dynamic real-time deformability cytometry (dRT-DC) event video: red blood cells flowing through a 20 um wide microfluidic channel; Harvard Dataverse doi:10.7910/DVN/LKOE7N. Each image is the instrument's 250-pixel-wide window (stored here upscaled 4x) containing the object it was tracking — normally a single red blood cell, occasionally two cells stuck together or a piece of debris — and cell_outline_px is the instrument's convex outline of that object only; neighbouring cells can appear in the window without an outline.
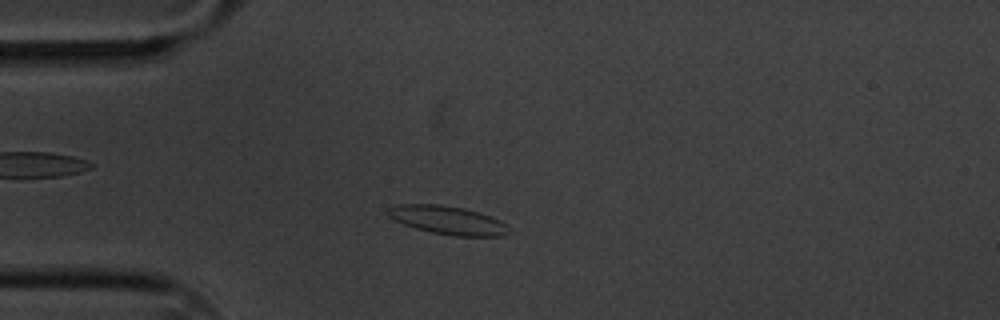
{"species": "common noctule bat (a hibernating species)", "species_latin": "Nyctalus noctula", "temperature_condition": "cold", "stored_images_in_passage": 55, "camera_frame_rate_fps": 3000, "um_per_image_px": 0.085, "animal": {"sex": "male", "body_mass_g": 20.1, "forearm_length_mm": 53.5}, "frame": {"image": 1, "passage_image": 11, "time_ms": 3.333, "image_size_px": [1000, 320], "cell_outline_px": [[512, 232], [504, 236], [456, 236], [432, 232], [416, 228], [404, 224], [388, 216], [384, 212], [388, 208], [396, 204], [440, 204], [464, 208], [500, 220]], "centroid_in_image_um": [38.03, 18.71], "position_along_channel_um": 47.0, "area_um2": 19.94}}
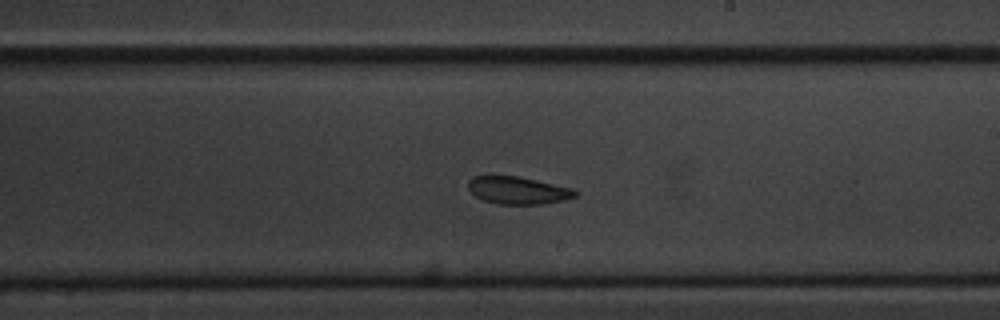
{"frame": {"image": 2, "passage_image": 30, "time_ms": 9.667, "image_size_px": [1000, 320], "cell_outline_px": [[580, 192], [576, 196], [564, 200], [544, 204], [496, 204], [484, 200], [476, 196], [468, 188], [468, 180], [472, 176], [520, 176], [572, 188]], "centroid_in_image_um": [44.05, 16.18], "position_along_channel_um": 245.0, "area_um2": 17.22}}
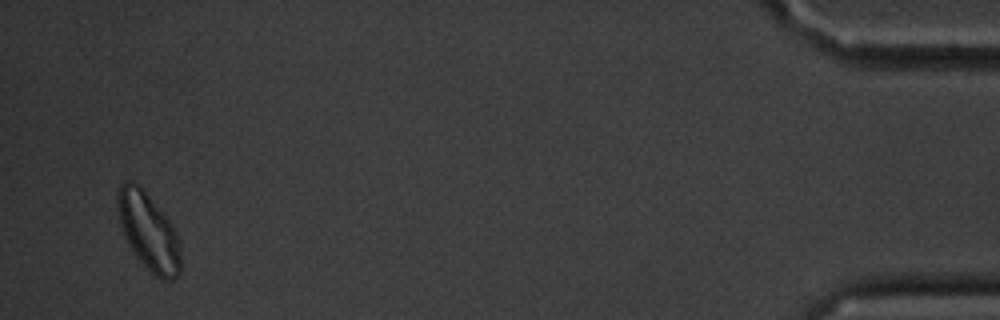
{"frame": {"image": 3, "passage_image": 53, "time_ms": 17.333, "image_size_px": [1000, 320], "cell_outline_px": [[180, 272], [172, 280], [160, 280], [132, 252], [124, 236], [120, 224], [116, 204], [116, 192], [120, 184], [124, 180], [132, 180], [140, 184], [172, 224], [180, 240]], "centroid_in_image_um": [12.6, 19.63], "position_along_channel_um": 422.6, "area_um2": 28.78}, "authors_computed_cell_mechanics": {"area_um2": 19.2474, "velocity_mm_per_s": 3.3636, "shape_relaxation_time_tau1_ms": 8.4547, "shape_relaxation_time_tau2_ms": 9.9974, "deformation_change_tau1": 0.1343, "deformation_change_tau2": 0.1511}}